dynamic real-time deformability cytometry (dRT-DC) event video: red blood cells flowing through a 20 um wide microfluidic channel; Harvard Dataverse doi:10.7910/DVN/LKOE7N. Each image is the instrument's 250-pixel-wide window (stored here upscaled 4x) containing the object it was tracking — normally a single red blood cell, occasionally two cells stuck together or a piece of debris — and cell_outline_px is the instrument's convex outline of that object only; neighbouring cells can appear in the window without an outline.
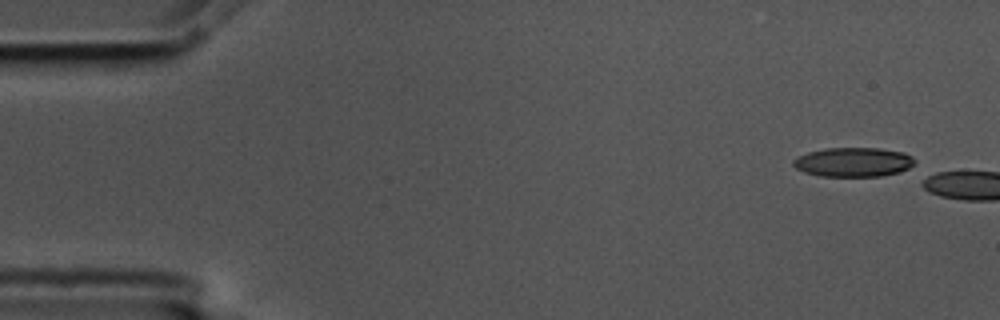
{"species": "common noctule bat (a hibernating species)", "species_latin": "Nyctalus noctula", "temperature_condition": "cold", "stored_images_in_passage": 2, "camera_frame_rate_fps": 3000, "um_per_image_px": 0.085, "animal": {"sex": "male", "body_mass_g": 17.5, "forearm_length_mm": 52.3}, "frame": {"image": 1, "passage_image": 1, "time_ms": 0.0, "image_size_px": [1000, 320], "cell_outline_px": [[916, 168], [900, 172], [880, 176], [820, 176], [804, 172], [796, 168], [792, 164], [792, 160], [796, 156], [808, 152], [828, 148], [880, 148], [904, 152], [912, 156], [916, 160]], "centroid_in_image_um": [72.6, 13.78], "position_along_channel_um": 12.4, "area_um2": 21.15}}